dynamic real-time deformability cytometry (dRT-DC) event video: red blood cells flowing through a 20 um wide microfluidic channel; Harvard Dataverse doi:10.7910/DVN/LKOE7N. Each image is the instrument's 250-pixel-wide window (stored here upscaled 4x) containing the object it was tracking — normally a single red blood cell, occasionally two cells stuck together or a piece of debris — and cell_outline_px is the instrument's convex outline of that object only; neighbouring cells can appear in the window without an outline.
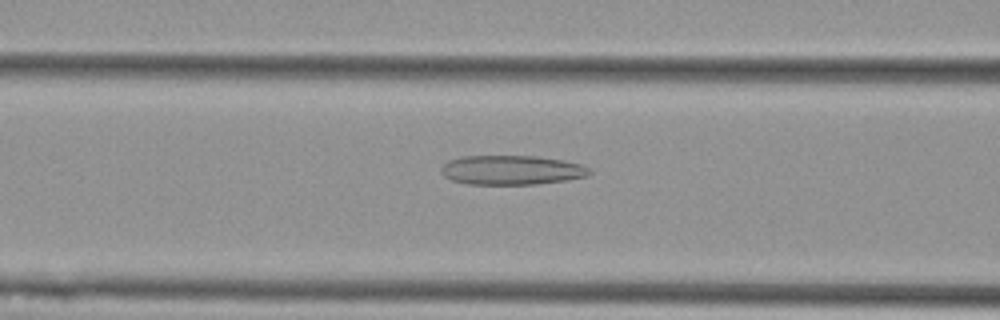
{"species": "Egyptian fruit bat (a non-hibernating species)", "species_latin": "Rousettus aegyptiacus", "temperature_condition": "cold", "stored_images_in_passage": 53, "camera_frame_rate_fps": 3000, "um_per_image_px": 0.085, "animal": {"sex": "female"}, "frame": {"image": 1, "passage_image": 20, "time_ms": 6.333, "image_size_px": [1000, 320], "cell_outline_px": [[592, 172], [588, 176], [568, 180], [536, 184], [468, 184], [452, 180], [444, 176], [440, 172], [440, 168], [448, 160], [464, 156], [536, 156], [564, 160], [580, 164], [592, 168]], "centroid_in_image_um": [43.51, 14.45], "position_along_channel_um": 123.1, "area_um2": 25.61}}
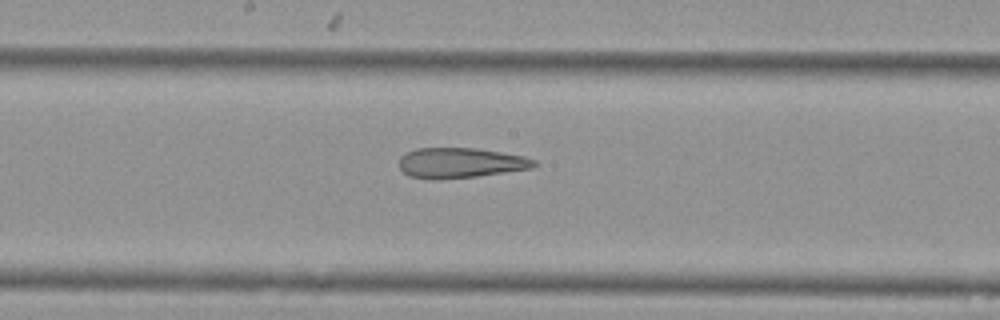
{"frame": {"image": 2, "passage_image": 27, "time_ms": 8.667, "image_size_px": [1000, 320], "cell_outline_px": [[540, 164], [532, 168], [476, 176], [408, 176], [400, 168], [400, 156], [416, 148], [476, 148], [524, 156], [536, 160]], "centroid_in_image_um": [39.22, 13.79], "position_along_channel_um": 209.0, "area_um2": 22.77}}
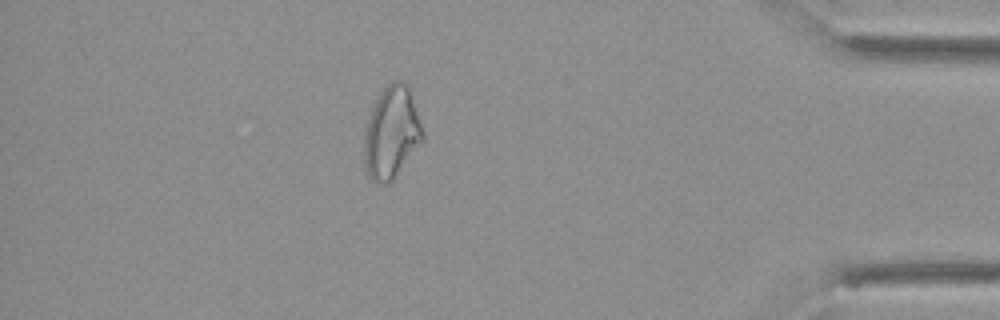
{"frame": {"image": 3, "passage_image": 46, "time_ms": 15.0, "image_size_px": [1000, 320], "cell_outline_px": [[424, 140], [392, 180], [388, 184], [380, 184], [372, 180], [368, 176], [364, 160], [364, 136], [372, 104], [380, 92], [392, 80], [404, 80], [408, 84], [424, 132]], "centroid_in_image_um": [33.28, 11.25], "position_along_channel_um": 401.9, "area_um2": 31.56}, "authors_computed_cell_mechanics": {"area_um2": 29.5358, "velocity_mm_per_s": 3.689, "shape_relaxation_time_tau1_ms": null, "shape_relaxation_time_tau2_ms": 4.741, "deformation_change_tau1": null, "deformation_change_tau2": 0.1616}}